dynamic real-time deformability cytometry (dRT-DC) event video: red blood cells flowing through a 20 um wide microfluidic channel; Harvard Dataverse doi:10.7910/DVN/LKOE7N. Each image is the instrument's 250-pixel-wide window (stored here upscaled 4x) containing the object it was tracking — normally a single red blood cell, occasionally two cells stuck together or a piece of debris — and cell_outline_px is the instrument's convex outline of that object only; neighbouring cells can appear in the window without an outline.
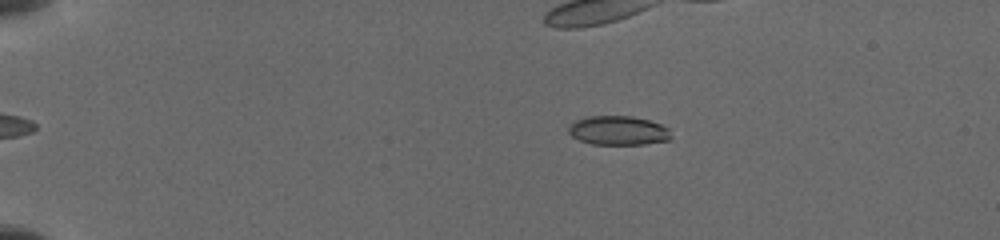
{"species": "common noctule bat (a hibernating species)", "species_latin": "Nyctalus noctula", "temperature_condition": "cold", "stored_images_in_passage": 12, "camera_frame_rate_fps": 3000, "um_per_image_px": 0.085, "animal": {"sex": "female", "body_mass_g": 19.5, "forearm_length_mm": 54.1}, "frame": {"image": 1, "passage_image": 1, "time_ms": 0.0, "image_size_px": [1000, 240], "cell_outline_px": [[672, 140], [644, 144], [592, 144], [580, 140], [572, 136], [568, 132], [568, 128], [576, 120], [588, 116], [632, 116], [648, 120], [660, 124], [668, 128], [672, 136]], "centroid_in_image_um": [52.58, 11.1], "position_along_channel_um": 32.4, "area_um2": 17.4}}